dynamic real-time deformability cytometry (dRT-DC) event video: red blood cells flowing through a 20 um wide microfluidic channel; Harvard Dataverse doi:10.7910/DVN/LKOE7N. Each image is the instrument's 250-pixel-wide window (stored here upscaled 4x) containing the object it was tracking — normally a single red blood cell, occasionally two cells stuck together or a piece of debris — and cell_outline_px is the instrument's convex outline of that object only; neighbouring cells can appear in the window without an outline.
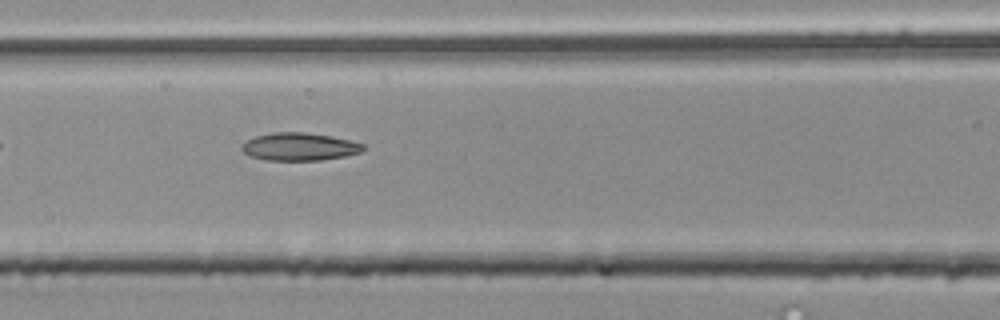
{"species": "common noctule bat (a hibernating species)", "species_latin": "Nyctalus noctula", "temperature_condition": "room temperature", "stored_images_in_passage": 37, "camera_frame_rate_fps": 3000, "um_per_image_px": 0.085, "animal": {"sex": "male", "body_mass_g": 20.4}, "frame": {"image": 1, "passage_image": 6, "time_ms": 1.667, "image_size_px": [1000, 320], "cell_outline_px": [[368, 148], [360, 152], [344, 156], [320, 160], [264, 160], [252, 156], [244, 152], [240, 148], [248, 140], [256, 136], [272, 132], [304, 132], [328, 136], [348, 140], [364, 144]], "centroid_in_image_um": [25.46, 12.47], "position_along_channel_um": 141.1, "area_um2": 19.42}}
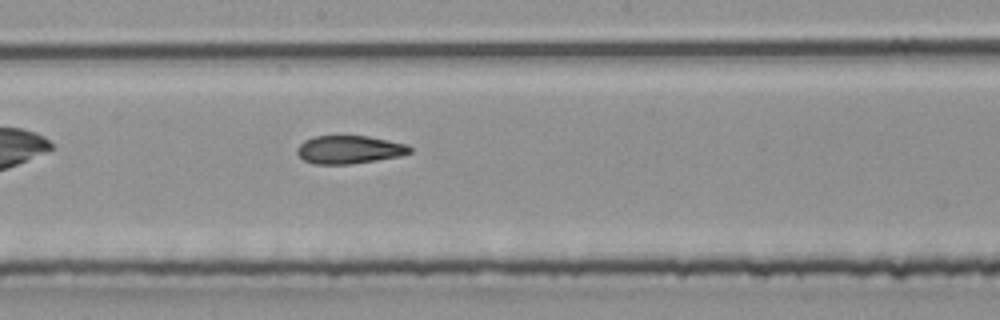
{"frame": {"image": 2, "passage_image": 12, "time_ms": 3.667, "image_size_px": [1000, 320], "cell_outline_px": [[412, 152], [400, 156], [352, 164], [312, 164], [304, 160], [296, 152], [296, 148], [304, 140], [312, 136], [368, 136], [408, 144], [412, 148]], "centroid_in_image_um": [29.68, 12.71], "position_along_channel_um": 218.5, "area_um2": 18.61}}
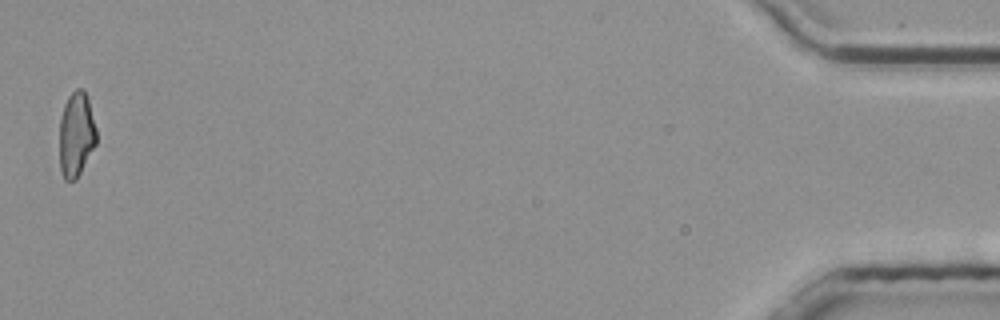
{"frame": {"image": 3, "passage_image": 36, "time_ms": 11.667, "image_size_px": [1000, 320], "cell_outline_px": [[96, 144], [76, 180], [64, 180], [60, 168], [60, 120], [64, 104], [68, 96], [76, 88], [84, 88], [88, 100], [96, 128]], "centroid_in_image_um": [6.48, 11.42], "position_along_channel_um": 428.7, "area_um2": 18.21}}